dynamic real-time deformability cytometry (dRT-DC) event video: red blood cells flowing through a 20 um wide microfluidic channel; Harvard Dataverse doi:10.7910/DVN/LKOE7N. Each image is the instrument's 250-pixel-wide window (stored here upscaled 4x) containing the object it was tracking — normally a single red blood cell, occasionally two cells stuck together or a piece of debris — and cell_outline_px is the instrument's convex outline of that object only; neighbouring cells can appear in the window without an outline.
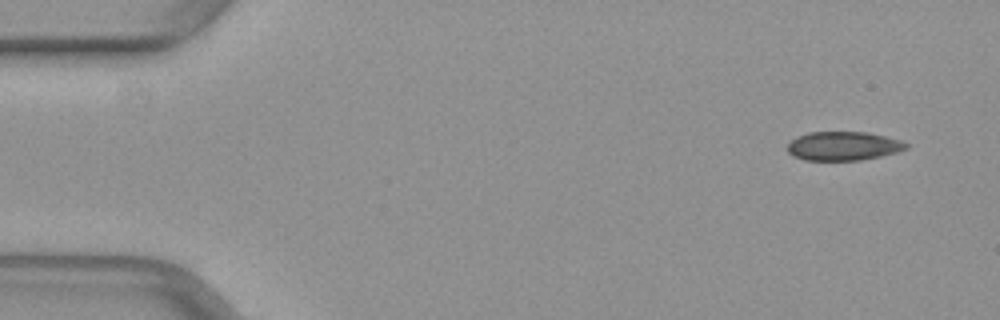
{"species": "common noctule bat (a hibernating species)", "species_latin": "Nyctalus noctula", "temperature_condition": "warm", "stored_images_in_passage": 43, "camera_frame_rate_fps": 3000, "um_per_image_px": 0.085, "animal": {"sex": "female", "body_mass_g": 29.2, "forearm_length_mm": 56.3}, "frame": {"image": 1, "passage_image": 1, "time_ms": 0.0, "image_size_px": [1000, 320], "cell_outline_px": [[908, 148], [896, 152], [880, 156], [860, 160], [804, 160], [792, 156], [788, 152], [788, 144], [796, 136], [808, 132], [868, 132], [900, 140], [908, 144]], "centroid_in_image_um": [71.65, 12.41], "position_along_channel_um": 13.3, "area_um2": 19.94}}
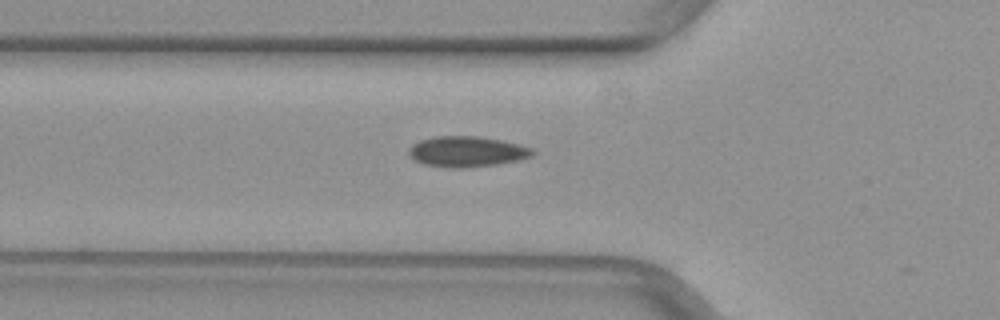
{"frame": {"image": 2, "passage_image": 15, "time_ms": 4.667, "image_size_px": [1000, 320], "cell_outline_px": [[536, 152], [532, 156], [516, 160], [496, 164], [468, 168], [448, 168], [424, 164], [412, 160], [408, 156], [408, 148], [412, 144], [420, 140], [436, 136], [480, 136], [500, 140], [532, 148]], "centroid_in_image_um": [39.62, 12.89], "position_along_channel_um": 86.2, "area_um2": 22.2}}
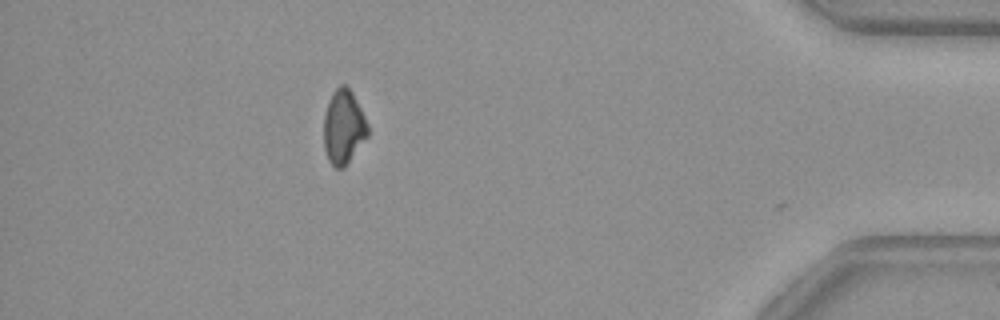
{"frame": {"image": 3, "passage_image": 42, "time_ms": 13.667, "image_size_px": [1000, 320], "cell_outline_px": [[368, 136], [344, 168], [336, 168], [328, 160], [324, 148], [324, 116], [328, 100], [332, 92], [340, 84], [344, 84], [352, 92], [368, 124]], "centroid_in_image_um": [29.19, 10.8], "position_along_channel_um": 406.0, "area_um2": 19.02}}